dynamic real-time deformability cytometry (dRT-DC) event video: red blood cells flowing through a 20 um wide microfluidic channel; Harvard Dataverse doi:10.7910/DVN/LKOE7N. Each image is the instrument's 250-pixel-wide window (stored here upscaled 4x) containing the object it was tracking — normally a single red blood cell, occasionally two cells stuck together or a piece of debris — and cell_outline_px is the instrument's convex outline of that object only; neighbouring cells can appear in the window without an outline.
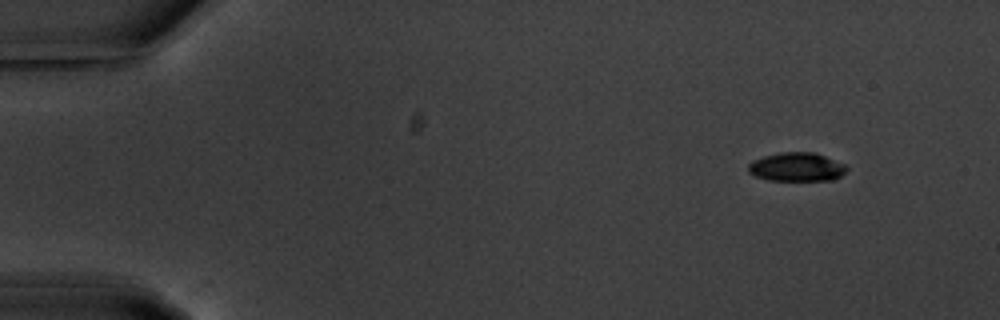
{"species": "common noctule bat (a hibernating species)", "species_latin": "Nyctalus noctula", "temperature_condition": "warm", "stored_images_in_passage": 5, "camera_frame_rate_fps": 3000, "um_per_image_px": 0.085, "animal": {"sex": "male", "body_mass_g": 20.1, "forearm_length_mm": 53.5}, "frame": {"image": 1, "passage_image": 1, "time_ms": 0.0, "image_size_px": [1000, 320], "cell_outline_px": [[848, 168], [840, 176], [832, 180], [768, 180], [756, 176], [748, 172], [748, 164], [752, 160], [764, 156], [780, 152], [812, 152], [824, 156], [844, 164]], "centroid_in_image_um": [67.68, 14.19], "position_along_channel_um": 17.3, "area_um2": 16.36}}
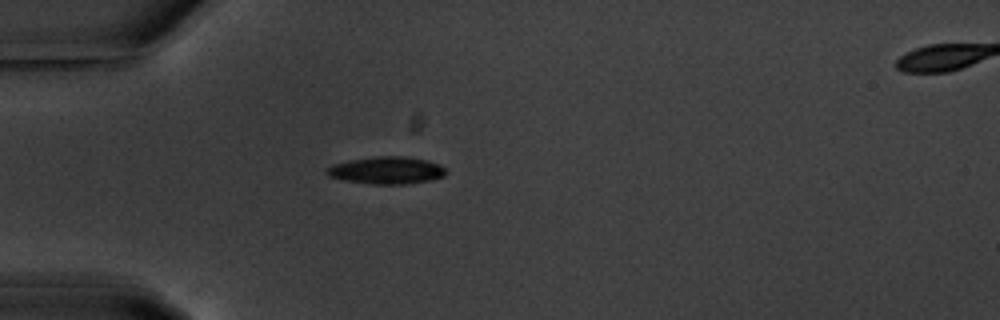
{"frame": {"image": 2, "passage_image": 4, "time_ms": 3.667, "image_size_px": [1000, 320], "cell_outline_px": [[448, 172], [444, 176], [432, 180], [408, 184], [372, 184], [340, 180], [328, 176], [324, 172], [332, 164], [372, 156], [404, 156], [428, 160], [440, 164]], "centroid_in_image_um": [32.87, 14.48], "position_along_channel_um": 52.1, "area_um2": 19.25}}